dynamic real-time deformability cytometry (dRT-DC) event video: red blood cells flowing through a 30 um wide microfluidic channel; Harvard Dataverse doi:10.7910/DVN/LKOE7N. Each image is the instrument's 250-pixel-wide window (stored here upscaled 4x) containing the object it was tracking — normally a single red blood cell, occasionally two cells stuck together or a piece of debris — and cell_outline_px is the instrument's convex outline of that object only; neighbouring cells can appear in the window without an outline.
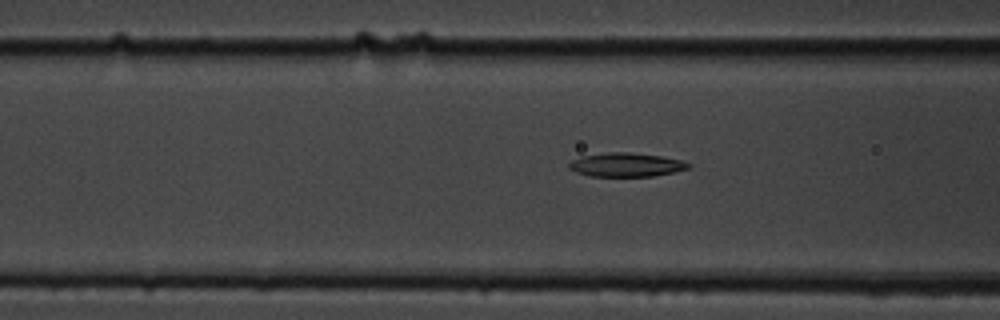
{"species": "common noctule bat (a hibernating species)", "species_latin": "Nyctalus noctula", "temperature_condition": "cold", "stored_images_in_passage": 55, "camera_frame_rate_fps": 3000, "um_per_image_px": 0.085, "animal": {"sex": "male", "body_mass_g": 19.5, "forearm_length_mm": 54.6}, "frame": {"image": 1, "passage_image": 22, "time_ms": 7.0, "image_size_px": [1000, 320], "cell_outline_px": [[692, 164], [688, 168], [672, 172], [652, 176], [588, 176], [576, 172], [568, 168], [568, 164], [572, 160], [580, 156], [608, 152], [628, 152], [660, 156], [680, 160]], "centroid_in_image_um": [53.16, 14.0], "position_along_channel_um": 113.4, "area_um2": 16.47}}
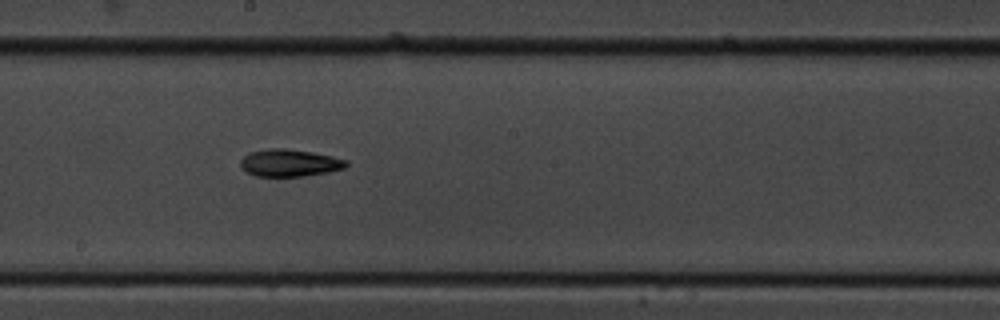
{"frame": {"image": 2, "passage_image": 31, "time_ms": 10.0, "image_size_px": [1000, 320], "cell_outline_px": [[348, 164], [344, 168], [328, 172], [304, 176], [256, 176], [240, 168], [240, 160], [248, 152], [268, 148], [284, 148], [312, 152], [332, 156], [348, 160]], "centroid_in_image_um": [24.59, 13.84], "position_along_channel_um": 223.6, "area_um2": 16.88}}
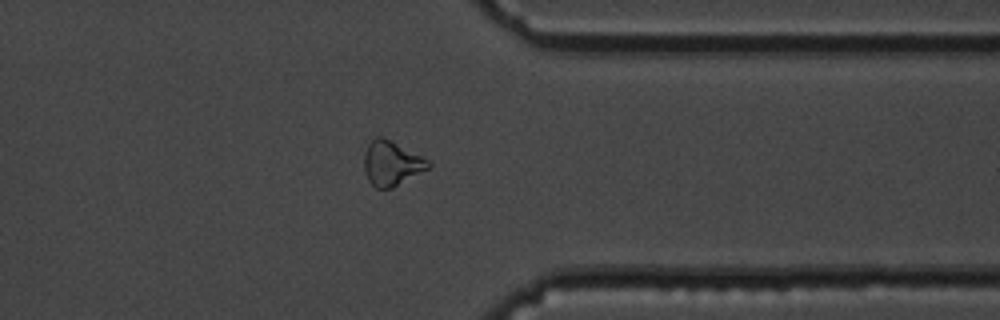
{"frame": {"image": 3, "passage_image": 44, "time_ms": 14.333, "image_size_px": [1000, 320], "cell_outline_px": [[432, 168], [392, 188], [376, 188], [368, 180], [364, 172], [364, 152], [368, 144], [376, 136], [384, 136], [432, 160]], "centroid_in_image_um": [33.34, 13.86], "position_along_channel_um": 378.1, "area_um2": 17.34}, "authors_computed_cell_mechanics": {"area_um2": 16.5308, "velocity_mm_per_s": 3.6718, "shape_relaxation_time_tau1_ms": 3.4107, "shape_relaxation_time_tau2_ms": 10.5026, "deformation_change_tau1": 0.1534, "deformation_change_tau2": 0.2205}}